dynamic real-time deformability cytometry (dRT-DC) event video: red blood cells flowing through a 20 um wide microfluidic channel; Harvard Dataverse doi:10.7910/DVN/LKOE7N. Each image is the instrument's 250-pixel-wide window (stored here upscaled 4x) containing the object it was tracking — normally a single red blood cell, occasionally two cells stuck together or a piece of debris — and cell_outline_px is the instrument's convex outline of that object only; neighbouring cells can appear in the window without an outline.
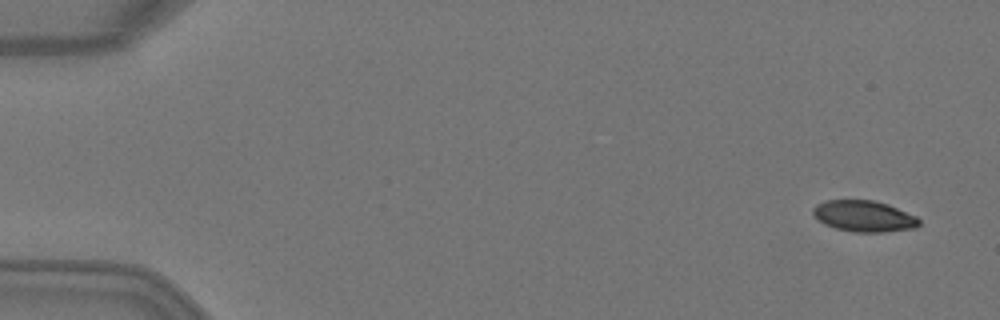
{"species": "Egyptian fruit bat (a non-hibernating species)", "species_latin": "Rousettus aegyptiacus", "temperature_condition": "warm", "stored_images_in_passage": 4, "camera_frame_rate_fps": 3000, "um_per_image_px": 0.085, "animal": {"sex": "female"}, "frame": {"image": 1, "passage_image": 1, "time_ms": 0.0, "image_size_px": [1000, 320], "cell_outline_px": [[920, 224], [916, 228], [884, 232], [852, 232], [836, 228], [824, 224], [812, 212], [812, 208], [816, 204], [824, 200], [876, 200], [888, 204], [916, 216], [920, 220]], "centroid_in_image_um": [73.45, 18.37], "position_along_channel_um": 11.6, "area_um2": 19.36}}
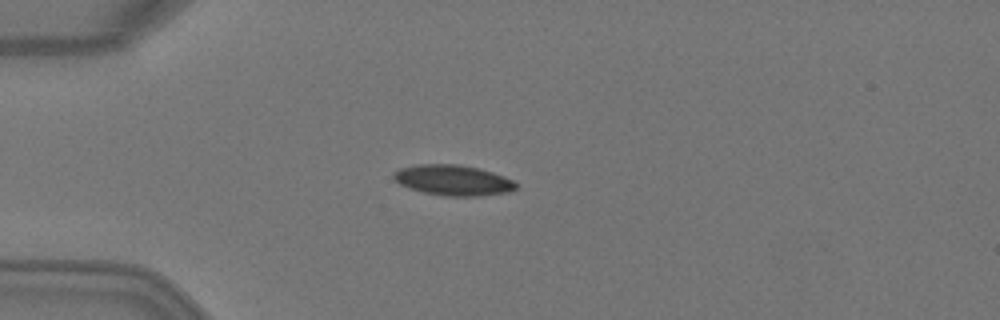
{"frame": {"image": 2, "passage_image": 4, "time_ms": 1.0, "image_size_px": [1000, 320], "cell_outline_px": [[516, 188], [508, 192], [476, 196], [444, 196], [424, 192], [400, 184], [392, 176], [392, 172], [400, 168], [416, 164], [456, 164], [480, 168], [504, 176], [512, 180], [516, 184]], "centroid_in_image_um": [38.5, 15.3], "position_along_channel_um": 46.5, "area_um2": 21.62}}